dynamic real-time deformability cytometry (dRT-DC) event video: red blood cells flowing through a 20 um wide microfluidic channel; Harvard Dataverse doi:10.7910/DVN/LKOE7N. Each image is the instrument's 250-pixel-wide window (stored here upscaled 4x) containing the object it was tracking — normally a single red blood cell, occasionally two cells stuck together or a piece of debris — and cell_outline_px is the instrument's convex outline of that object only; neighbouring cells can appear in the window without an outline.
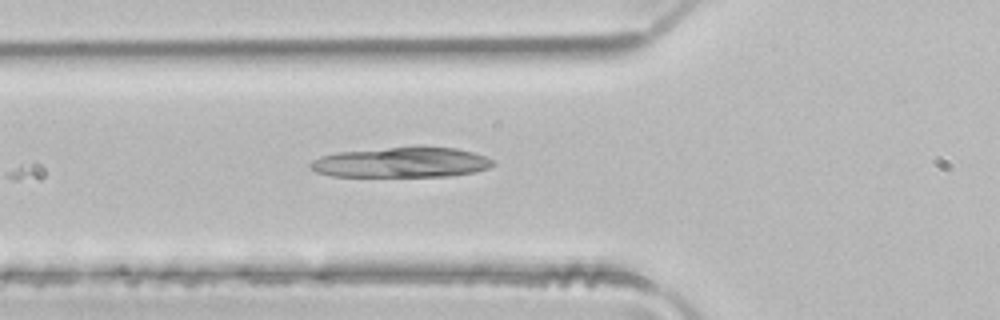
{"species": "common noctule bat (a hibernating species)", "species_latin": "Nyctalus noctula", "temperature_condition": "room temperature", "stored_images_in_passage": 5, "camera_frame_rate_fps": 3000, "um_per_image_px": 0.085, "animal": {"sex": "male", "body_mass_g": 21.5, "forearm_length_mm": 52.0}, "frame": {"image": 1, "passage_image": 5, "time_ms": 1.333, "image_size_px": [1000, 320], "cell_outline_px": [[496, 164], [488, 168], [472, 172], [452, 176], [332, 176], [316, 172], [308, 164], [312, 160], [320, 156], [336, 152], [416, 144], [420, 144], [456, 148], [472, 152], [484, 156], [492, 160]], "centroid_in_image_um": [34.12, 13.76], "position_along_channel_um": 91.7, "area_um2": 33.0}}